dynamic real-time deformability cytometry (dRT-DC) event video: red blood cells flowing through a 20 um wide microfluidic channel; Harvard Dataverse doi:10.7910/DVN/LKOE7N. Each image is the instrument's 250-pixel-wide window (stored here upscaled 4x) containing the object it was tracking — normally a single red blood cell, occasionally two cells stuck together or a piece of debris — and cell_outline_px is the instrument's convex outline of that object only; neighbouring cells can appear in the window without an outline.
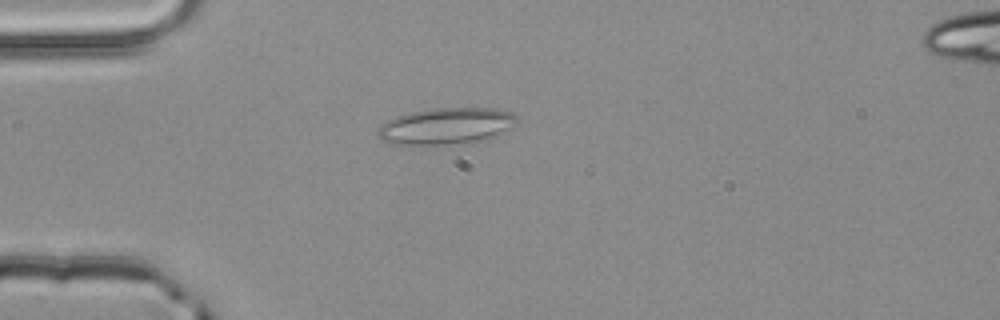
{"species": "common noctule bat (a hibernating species)", "species_latin": "Nyctalus noctula", "temperature_condition": "room temperature", "stored_images_in_passage": 4, "camera_frame_rate_fps": 3000, "um_per_image_px": 0.085, "animal": {"sex": "male", "body_mass_g": 20.4}, "frame": {"image": 1, "passage_image": 4, "time_ms": 1.0, "image_size_px": [1000, 320], "cell_outline_px": [[516, 124], [512, 128], [488, 140], [408, 148], [404, 148], [388, 144], [376, 132], [388, 120], [396, 116], [412, 112], [432, 108], [492, 108], [512, 112], [516, 116]], "centroid_in_image_um": [37.9, 10.76], "position_along_channel_um": 47.1, "area_um2": 30.4}}